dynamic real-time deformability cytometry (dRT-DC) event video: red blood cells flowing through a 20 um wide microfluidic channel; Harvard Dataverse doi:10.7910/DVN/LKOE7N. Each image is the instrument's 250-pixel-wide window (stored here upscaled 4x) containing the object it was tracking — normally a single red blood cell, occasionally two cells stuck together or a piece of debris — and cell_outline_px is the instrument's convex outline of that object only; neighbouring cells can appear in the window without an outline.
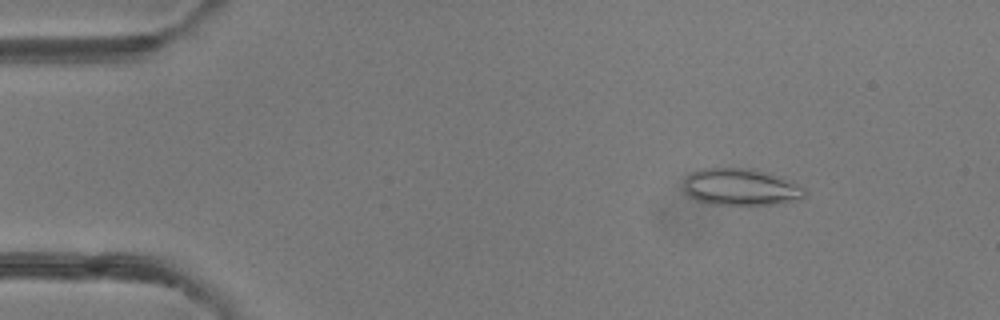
{"species": "common noctule bat (a hibernating species)", "species_latin": "Nyctalus noctula", "temperature_condition": "room temperature", "stored_images_in_passage": 49, "camera_frame_rate_fps": 3000, "um_per_image_px": 0.085, "animal": {"sex": "female"}, "frame": {"image": 1, "passage_image": 7, "time_ms": 2.0, "image_size_px": [1000, 320], "cell_outline_px": [[808, 192], [804, 196], [772, 204], [712, 204], [696, 200], [688, 196], [684, 192], [684, 180], [692, 172], [704, 168], [752, 168], [804, 188]], "centroid_in_image_um": [62.84, 15.9], "position_along_channel_um": 22.2, "area_um2": 25.14}}
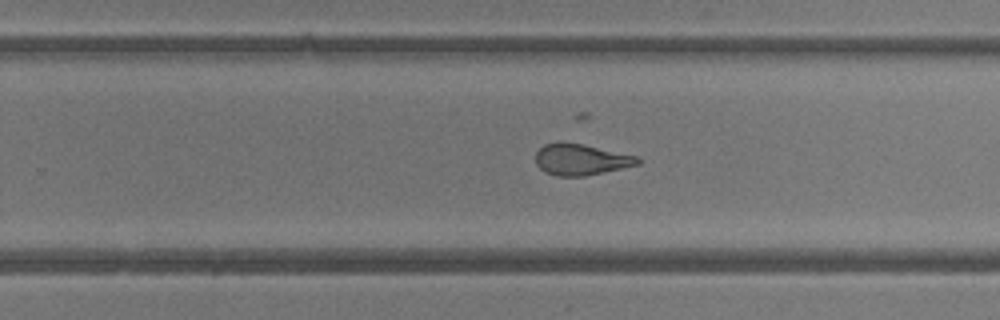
{"frame": {"image": 2, "passage_image": 31, "time_ms": 10.0, "image_size_px": [1000, 320], "cell_outline_px": [[640, 164], [584, 176], [556, 176], [544, 172], [536, 164], [536, 152], [544, 144], [560, 140], [584, 144], [640, 156]], "centroid_in_image_um": [49.37, 13.53], "position_along_channel_um": 280.4, "area_um2": 18.9}}
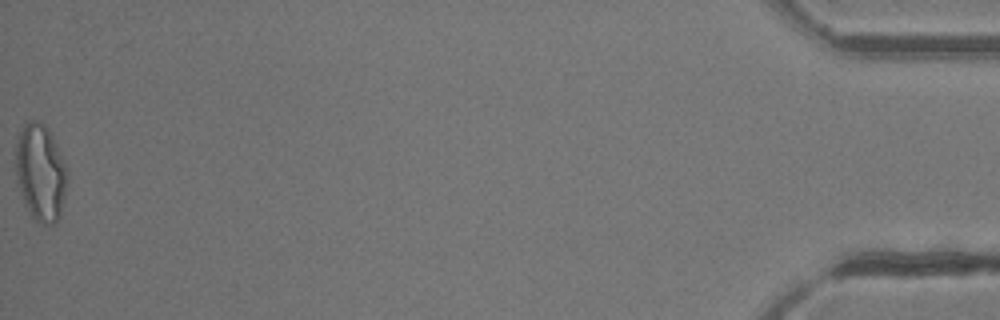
{"frame": {"image": 3, "passage_image": 49, "time_ms": 16.0, "image_size_px": [1000, 320], "cell_outline_px": [[68, 176], [60, 216], [56, 224], [40, 224], [32, 216], [24, 204], [16, 180], [16, 144], [24, 120], [36, 120], [44, 124], [48, 128], [56, 144], [68, 172]], "centroid_in_image_um": [3.43, 14.66], "position_along_channel_um": 431.8, "area_um2": 29.25}, "authors_computed_cell_mechanics": {"area_um2": 21.9062, "velocity_mm_per_s": 4.267, "shape_relaxation_time_tau1_ms": 9.039, "shape_relaxation_time_tau2_ms": 1.3944, "deformation_change_tau1": 0.2282, "deformation_change_tau2": 0.085}}